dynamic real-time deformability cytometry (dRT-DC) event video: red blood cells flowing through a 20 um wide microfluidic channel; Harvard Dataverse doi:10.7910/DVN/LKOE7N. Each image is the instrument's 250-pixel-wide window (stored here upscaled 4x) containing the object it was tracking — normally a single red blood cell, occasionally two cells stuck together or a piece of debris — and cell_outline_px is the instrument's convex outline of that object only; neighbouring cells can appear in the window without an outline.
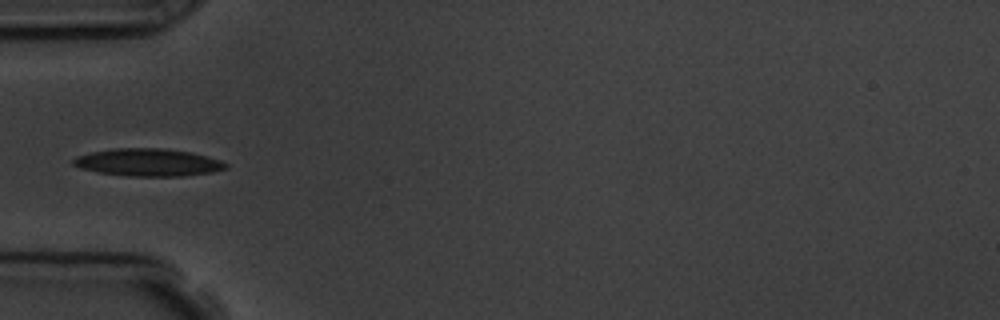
{"species": "common noctule bat (a hibernating species)", "species_latin": "Nyctalus noctula", "temperature_condition": "room temperature", "stored_images_in_passage": 11, "camera_frame_rate_fps": 3000, "um_per_image_px": 0.085, "animal": {"sex": "male", "body_mass_g": 19.5, "forearm_length_mm": 54.6}, "frame": {"image": 1, "passage_image": 5, "time_ms": 4.667, "image_size_px": [1000, 320], "cell_outline_px": [[228, 168], [212, 172], [180, 176], [128, 176], [100, 172], [80, 168], [72, 164], [72, 160], [76, 156], [92, 152], [116, 148], [164, 148], [192, 152], [220, 160], [228, 164]], "centroid_in_image_um": [12.6, 13.8], "position_along_channel_um": 72.4, "area_um2": 24.39}}
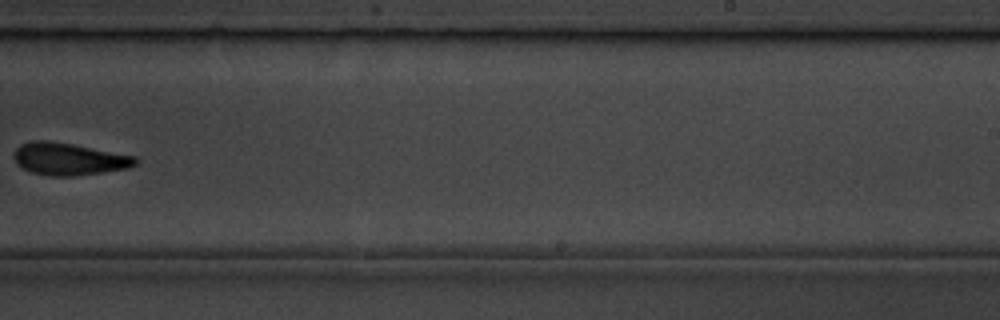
{"frame": {"image": 2, "passage_image": 10, "time_ms": 10.333, "image_size_px": [1000, 320], "cell_outline_px": [[140, 160], [136, 164], [128, 168], [76, 176], [52, 176], [32, 172], [16, 164], [12, 156], [16, 148], [20, 144], [32, 140], [48, 140], [72, 144], [136, 156]], "centroid_in_image_um": [5.84, 13.51], "position_along_channel_um": 283.2, "area_um2": 22.95}}